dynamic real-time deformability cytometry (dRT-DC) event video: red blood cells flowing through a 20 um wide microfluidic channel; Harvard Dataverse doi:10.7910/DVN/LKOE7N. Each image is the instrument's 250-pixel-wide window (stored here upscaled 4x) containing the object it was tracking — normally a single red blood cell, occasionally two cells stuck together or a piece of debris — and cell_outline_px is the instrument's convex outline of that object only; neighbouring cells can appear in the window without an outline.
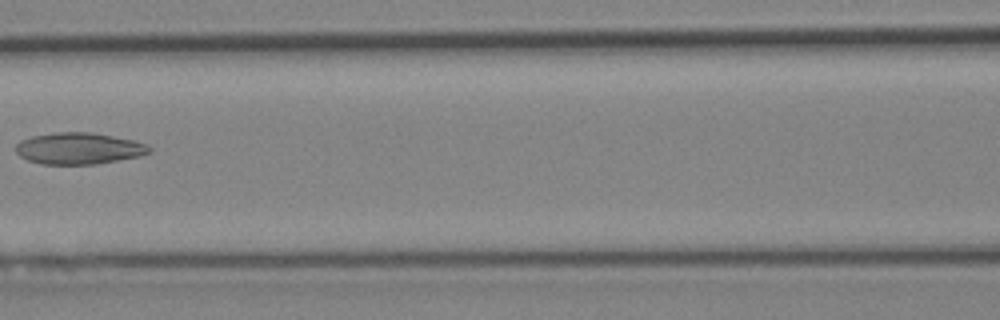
{"species": "Egyptian fruit bat (a non-hibernating species)", "species_latin": "Rousettus aegyptiacus", "temperature_condition": "cold", "stored_images_in_passage": 6, "camera_frame_rate_fps": 3000, "um_per_image_px": 0.085, "animal": {"sex": "female"}, "frame": {"image": 1, "passage_image": 6, "time_ms": 5.667, "image_size_px": [1000, 320], "cell_outline_px": [[152, 148], [148, 152], [140, 156], [96, 164], [40, 164], [28, 160], [20, 156], [16, 152], [16, 144], [20, 140], [32, 136], [56, 132], [92, 132], [132, 140], [148, 144]], "centroid_in_image_um": [6.68, 12.61], "position_along_channel_um": 159.9, "area_um2": 24.51}}